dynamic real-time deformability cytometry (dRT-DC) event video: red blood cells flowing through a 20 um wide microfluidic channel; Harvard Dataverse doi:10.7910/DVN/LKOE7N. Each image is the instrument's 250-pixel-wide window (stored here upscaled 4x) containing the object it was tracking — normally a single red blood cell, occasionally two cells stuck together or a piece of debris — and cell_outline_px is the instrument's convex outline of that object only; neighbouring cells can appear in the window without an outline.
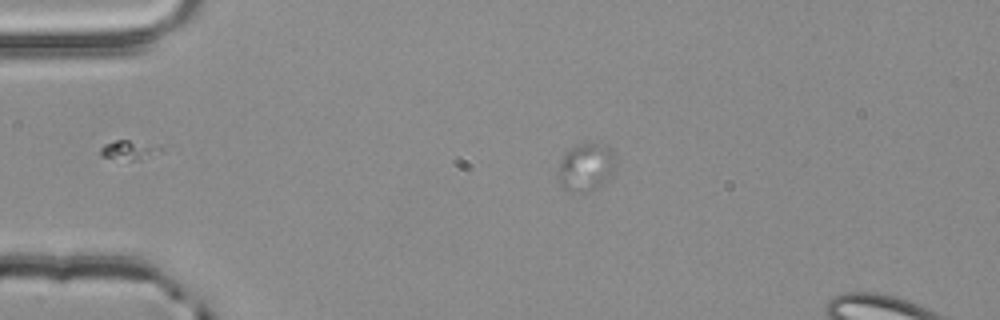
{"species": "common noctule bat (a hibernating species)", "species_latin": "Nyctalus noctula", "temperature_condition": "room temperature", "stored_images_in_passage": 7, "segment_of_instrument_passage": [1, 2], "camera_frame_rate_fps": 3000, "um_per_image_px": 0.085, "animal": {"sex": "male", "body_mass_g": 20.4}, "frame": {"image": 1, "passage_image": 1, "time_ms": 0.0, "image_size_px": [1000, 320], "cell_outline_px": [[616, 172], [600, 188], [588, 192], [572, 192], [564, 188], [560, 184], [560, 164], [564, 156], [572, 148], [580, 144], [604, 144], [612, 148], [616, 160]], "centroid_in_image_um": [49.92, 14.24], "position_along_channel_um": 35.1, "area_um2": 16.13}}